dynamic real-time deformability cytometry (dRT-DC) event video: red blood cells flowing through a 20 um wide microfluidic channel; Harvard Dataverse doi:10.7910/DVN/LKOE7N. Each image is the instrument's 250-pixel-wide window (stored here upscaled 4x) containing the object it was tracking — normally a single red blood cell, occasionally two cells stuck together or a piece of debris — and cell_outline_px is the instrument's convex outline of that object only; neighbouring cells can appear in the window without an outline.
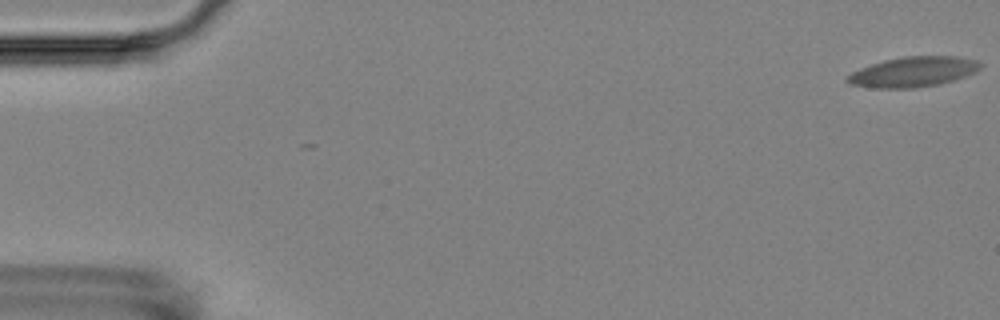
{"species": "Egyptian fruit bat (a non-hibernating species)", "species_latin": "Rousettus aegyptiacus", "temperature_condition": "room temperature", "stored_images_in_passage": 5, "camera_frame_rate_fps": 3000, "um_per_image_px": 0.085, "animal": {"sex": "female"}, "frame": {"image": 1, "passage_image": 1, "time_ms": 0.0, "image_size_px": [1000, 320], "cell_outline_px": [[984, 64], [976, 72], [940, 84], [916, 88], [876, 88], [848, 84], [844, 80], [852, 72], [860, 68], [884, 60], [904, 56], [956, 56], [976, 60]], "centroid_in_image_um": [77.62, 6.11], "position_along_channel_um": 7.4, "area_um2": 23.41}}
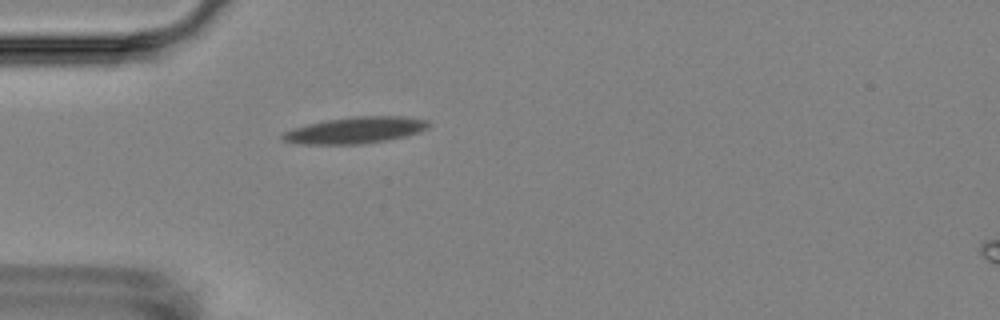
{"frame": {"image": 2, "passage_image": 5, "time_ms": 5.667, "image_size_px": [1000, 320], "cell_outline_px": [[432, 124], [428, 128], [420, 132], [388, 140], [364, 144], [300, 144], [284, 140], [280, 136], [284, 132], [292, 128], [324, 120], [356, 116], [404, 116], [428, 120]], "centroid_in_image_um": [30.24, 11.06], "position_along_channel_um": 54.8, "area_um2": 22.66}}